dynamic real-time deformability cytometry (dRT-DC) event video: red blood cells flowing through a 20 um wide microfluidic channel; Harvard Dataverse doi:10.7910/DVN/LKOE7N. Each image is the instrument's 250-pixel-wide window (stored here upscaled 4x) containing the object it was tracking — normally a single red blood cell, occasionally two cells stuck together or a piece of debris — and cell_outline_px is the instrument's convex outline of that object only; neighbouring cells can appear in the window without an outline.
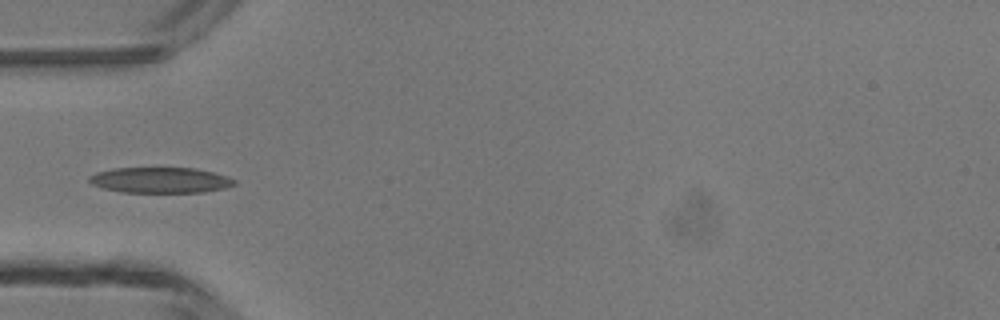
{"species": "common noctule bat (a hibernating species)", "species_latin": "Nyctalus noctula", "temperature_condition": "room temperature", "stored_images_in_passage": 5, "camera_frame_rate_fps": 3000, "um_per_image_px": 0.085, "animal": {"sex": "male", "body_mass_g": 13.3}, "frame": {"image": 1, "passage_image": 5, "time_ms": 4.667, "image_size_px": [1000, 320], "cell_outline_px": [[236, 184], [224, 188], [204, 192], [120, 192], [104, 188], [92, 184], [88, 180], [88, 176], [96, 172], [112, 168], [196, 168], [228, 176], [236, 180]], "centroid_in_image_um": [13.62, 15.31], "position_along_channel_um": 71.4, "area_um2": 21.73}}